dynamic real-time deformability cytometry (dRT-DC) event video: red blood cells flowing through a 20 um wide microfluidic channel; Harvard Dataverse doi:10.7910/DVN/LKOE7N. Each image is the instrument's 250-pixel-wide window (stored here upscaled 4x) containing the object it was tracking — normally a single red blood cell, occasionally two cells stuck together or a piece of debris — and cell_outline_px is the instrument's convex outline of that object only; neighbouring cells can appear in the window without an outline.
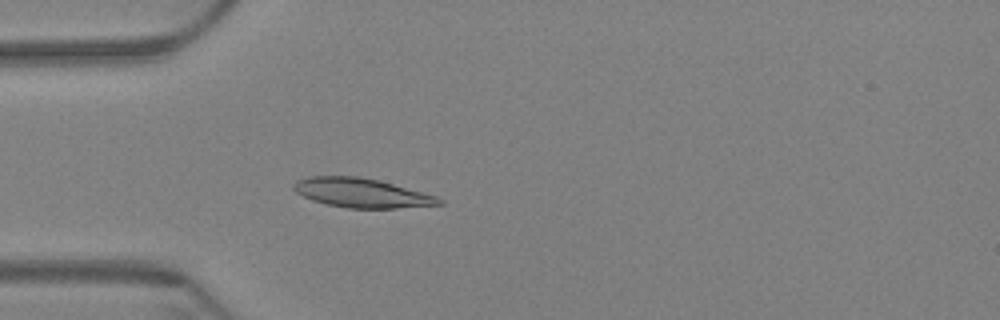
{"species": "Egyptian fruit bat (a non-hibernating species)", "species_latin": "Rousettus aegyptiacus", "temperature_condition": "warm", "stored_images_in_passage": 61, "camera_frame_rate_fps": 3000, "um_per_image_px": 0.085, "animal": {"sex": "female"}, "frame": {"image": 1, "passage_image": 17, "time_ms": 5.333, "image_size_px": [1000, 320], "cell_outline_px": [[444, 204], [396, 208], [348, 208], [328, 204], [312, 200], [296, 192], [292, 188], [292, 184], [296, 180], [308, 176], [356, 176], [380, 180], [436, 196], [444, 200]], "centroid_in_image_um": [30.72, 16.39], "position_along_channel_um": 54.3, "area_um2": 24.74}}
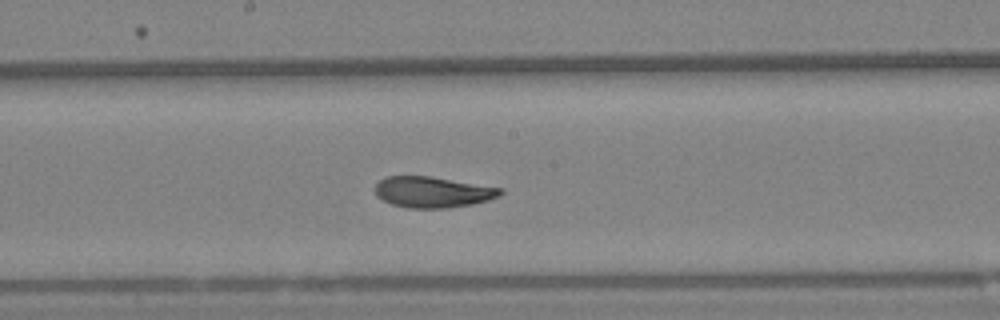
{"frame": {"image": 2, "passage_image": 32, "time_ms": 10.333, "image_size_px": [1000, 320], "cell_outline_px": [[504, 192], [500, 196], [488, 200], [472, 204], [448, 208], [408, 208], [392, 204], [376, 196], [376, 184], [384, 176], [428, 176], [504, 188]], "centroid_in_image_um": [36.8, 16.32], "position_along_channel_um": 211.4, "area_um2": 22.6}}
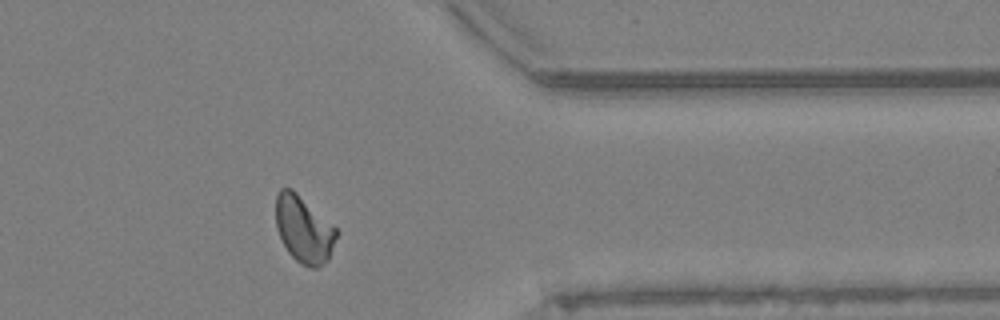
{"frame": {"image": 3, "passage_image": 49, "time_ms": 16.0, "image_size_px": [1000, 320], "cell_outline_px": [[340, 232], [328, 260], [316, 268], [308, 268], [300, 264], [288, 252], [276, 228], [276, 196], [280, 188], [292, 188], [336, 228]], "centroid_in_image_um": [25.83, 19.51], "position_along_channel_um": 385.6, "area_um2": 23.64}, "authors_computed_cell_mechanics": {"area_um2": 23.1778, "velocity_mm_per_s": 3.3046, "shape_relaxation_time_tau1_ms": 4.8671, "shape_relaxation_time_tau2_ms": 1.6717, "deformation_change_tau1": 0.1303, "deformation_change_tau2": 0.0561}}